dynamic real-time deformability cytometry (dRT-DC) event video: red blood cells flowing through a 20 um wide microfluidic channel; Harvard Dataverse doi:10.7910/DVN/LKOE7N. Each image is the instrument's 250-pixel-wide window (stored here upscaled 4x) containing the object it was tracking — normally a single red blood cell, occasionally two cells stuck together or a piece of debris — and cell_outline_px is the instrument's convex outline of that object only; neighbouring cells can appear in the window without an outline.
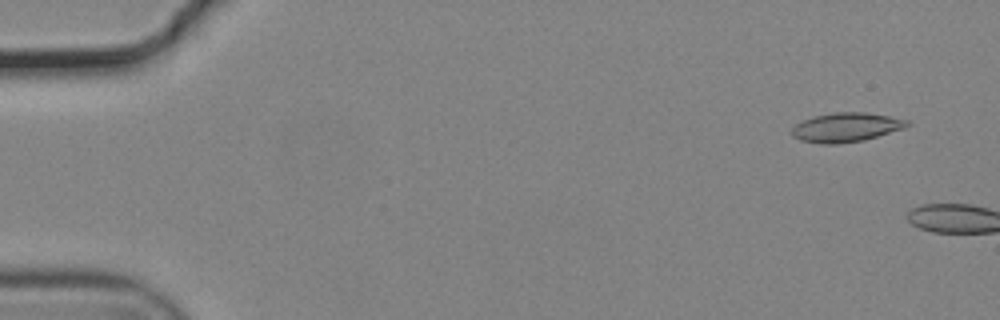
{"species": "common noctule bat (a hibernating species)", "species_latin": "Nyctalus noctula", "temperature_condition": "cold", "stored_images_in_passage": 6, "camera_frame_rate_fps": 3000, "um_per_image_px": 0.085, "animal": {"sex": "male", "body_mass_g": 19.2, "forearm_length_mm": 51.8}, "frame": {"image": 1, "passage_image": 4, "time_ms": 1.0, "image_size_px": [1000, 320], "cell_outline_px": [[912, 124], [904, 128], [864, 140], [836, 144], [820, 144], [800, 140], [792, 136], [792, 128], [796, 124], [812, 116], [832, 112], [864, 112], [888, 116], [908, 120]], "centroid_in_image_um": [71.9, 10.82], "position_along_channel_um": 13.1, "area_um2": 19.65}}